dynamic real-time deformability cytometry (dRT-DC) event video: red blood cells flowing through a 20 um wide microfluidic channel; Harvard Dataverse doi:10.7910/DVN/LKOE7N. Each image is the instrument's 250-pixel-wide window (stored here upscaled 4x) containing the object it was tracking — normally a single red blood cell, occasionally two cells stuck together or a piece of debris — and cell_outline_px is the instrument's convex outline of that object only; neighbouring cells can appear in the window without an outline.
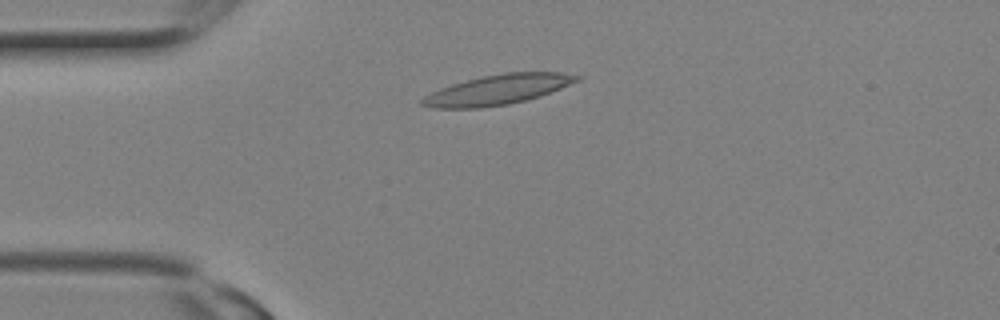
{"species": "Egyptian fruit bat (a non-hibernating species)", "species_latin": "Rousettus aegyptiacus", "temperature_condition": "room temperature", "stored_images_in_passage": 1, "camera_frame_rate_fps": 3000, "um_per_image_px": 0.085, "animal": {"sex": "female"}, "frame": {"image": 1, "passage_image": 1, "time_ms": 0.0, "image_size_px": [1000, 320], "cell_outline_px": [[584, 76], [580, 80], [540, 96], [508, 104], [480, 108], [432, 108], [420, 104], [420, 100], [424, 96], [440, 88], [452, 84], [480, 76], [504, 72], [560, 72]], "centroid_in_image_um": [42.3, 7.61], "position_along_channel_um": 42.7, "area_um2": 26.99}}